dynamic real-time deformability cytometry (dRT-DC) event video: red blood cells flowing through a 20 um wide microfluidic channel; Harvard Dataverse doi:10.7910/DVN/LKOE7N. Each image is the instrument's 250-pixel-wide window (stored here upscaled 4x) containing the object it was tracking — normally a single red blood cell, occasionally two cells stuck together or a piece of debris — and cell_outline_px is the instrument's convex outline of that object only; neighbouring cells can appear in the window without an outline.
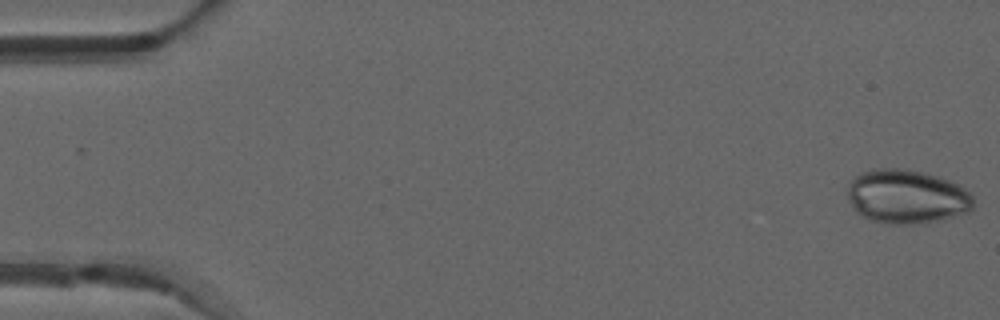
{"species": "common noctule bat (a hibernating species)", "species_latin": "Nyctalus noctula", "temperature_condition": "warm", "stored_images_in_passage": 50, "camera_frame_rate_fps": 3000, "um_per_image_px": 0.085, "animal": {"sex": "male", "forearm_length_mm": 52.5}, "frame": {"image": 1, "passage_image": 1, "time_ms": 0.0, "image_size_px": [1000, 320], "cell_outline_px": [[972, 208], [968, 212], [944, 220], [916, 224], [884, 224], [868, 220], [856, 212], [848, 200], [848, 184], [860, 172], [872, 168], [908, 168], [924, 172], [948, 180], [964, 188], [972, 196]], "centroid_in_image_um": [77.04, 16.72], "position_along_channel_um": 8.0, "area_um2": 40.11}}
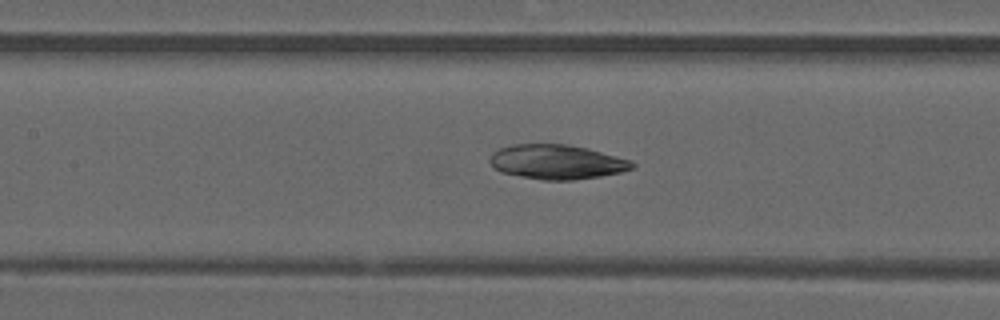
{"frame": {"image": 2, "passage_image": 23, "time_ms": 7.333, "image_size_px": [1000, 320], "cell_outline_px": [[636, 164], [632, 168], [620, 172], [600, 176], [572, 180], [544, 180], [520, 176], [500, 172], [488, 160], [492, 152], [500, 148], [512, 144], [568, 144], [588, 148], [632, 160]], "centroid_in_image_um": [47.33, 13.75], "position_along_channel_um": 160.1, "area_um2": 28.67}}
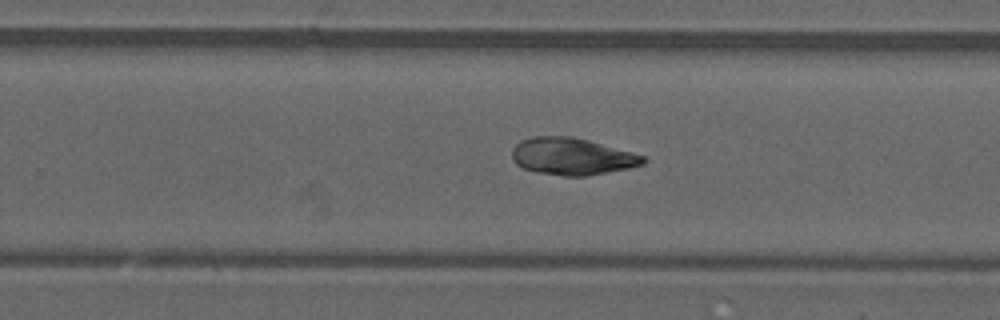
{"frame": {"image": 3, "passage_image": 32, "time_ms": 10.333, "image_size_px": [1000, 320], "cell_outline_px": [[648, 160], [644, 164], [628, 168], [588, 176], [564, 176], [536, 172], [524, 168], [516, 164], [512, 160], [512, 148], [520, 140], [532, 136], [568, 136], [588, 140], [632, 152], [644, 156]], "centroid_in_image_um": [48.6, 13.3], "position_along_channel_um": 281.2, "area_um2": 28.38}}